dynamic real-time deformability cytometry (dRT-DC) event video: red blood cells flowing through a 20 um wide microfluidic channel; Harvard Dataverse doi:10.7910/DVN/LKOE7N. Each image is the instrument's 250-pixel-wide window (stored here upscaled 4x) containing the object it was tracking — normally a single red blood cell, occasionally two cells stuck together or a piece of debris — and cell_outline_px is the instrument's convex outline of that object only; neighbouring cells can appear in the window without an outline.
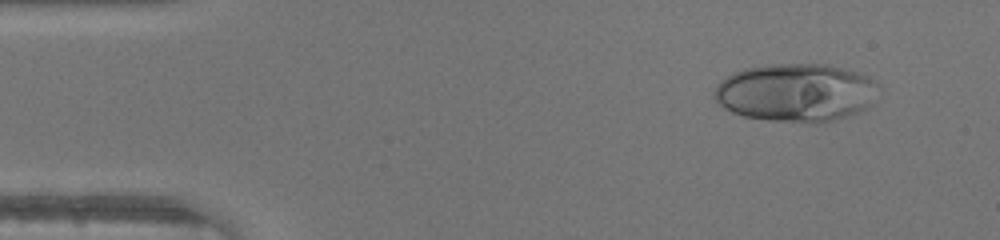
{"species": "human", "species_latin": "Homo sapiens", "temperature_condition": "warm", "stored_images_in_passage": 45, "camera_frame_rate_fps": 3000, "um_per_image_px": 0.085, "donor": {"sex": "male"}, "frame": {"image": 1, "passage_image": 4, "time_ms": 1.0, "image_size_px": [1000, 240], "cell_outline_px": [[880, 84], [872, 104], [868, 108], [832, 120], [768, 120], [744, 116], [732, 112], [724, 108], [716, 100], [712, 92], [716, 84], [720, 80], [744, 68], [772, 64], [828, 64], [856, 72], [868, 76]], "centroid_in_image_um": [67.65, 7.83], "position_along_channel_um": 17.4, "area_um2": 55.03}}
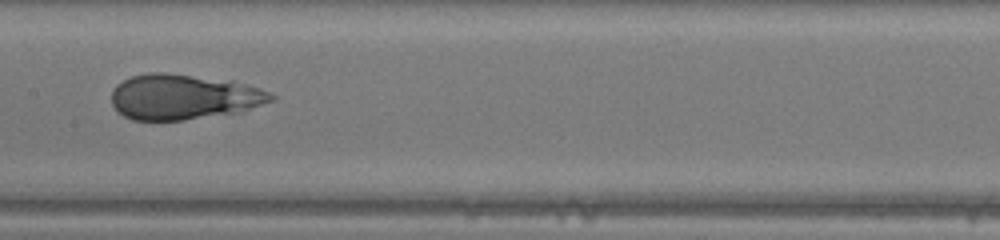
{"frame": {"image": 2, "passage_image": 22, "time_ms": 7.0, "image_size_px": [1000, 240], "cell_outline_px": [[276, 100], [240, 112], [184, 120], [132, 120], [116, 112], [112, 104], [112, 92], [116, 84], [132, 76], [148, 72], [168, 72], [232, 80], [248, 84], [260, 88], [276, 96]], "centroid_in_image_um": [15.61, 8.23], "position_along_channel_um": 191.8, "area_um2": 42.66}}
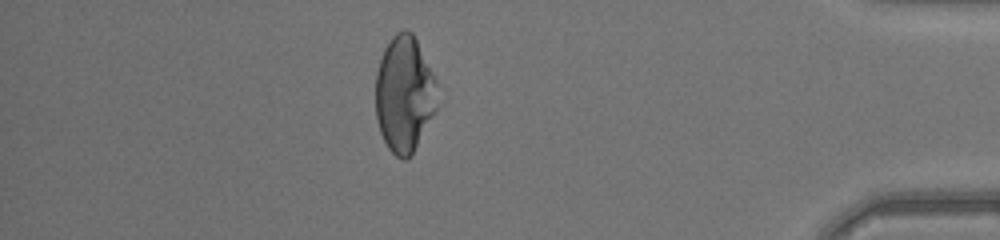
{"frame": {"image": 3, "passage_image": 39, "time_ms": 12.667, "image_size_px": [1000, 240], "cell_outline_px": [[436, 108], [412, 156], [408, 160], [404, 160], [396, 156], [388, 148], [380, 132], [376, 120], [376, 72], [384, 48], [392, 36], [396, 32], [404, 28], [412, 32], [436, 80]], "centroid_in_image_um": [34.35, 8.02], "position_along_channel_um": 400.9, "area_um2": 41.67}}